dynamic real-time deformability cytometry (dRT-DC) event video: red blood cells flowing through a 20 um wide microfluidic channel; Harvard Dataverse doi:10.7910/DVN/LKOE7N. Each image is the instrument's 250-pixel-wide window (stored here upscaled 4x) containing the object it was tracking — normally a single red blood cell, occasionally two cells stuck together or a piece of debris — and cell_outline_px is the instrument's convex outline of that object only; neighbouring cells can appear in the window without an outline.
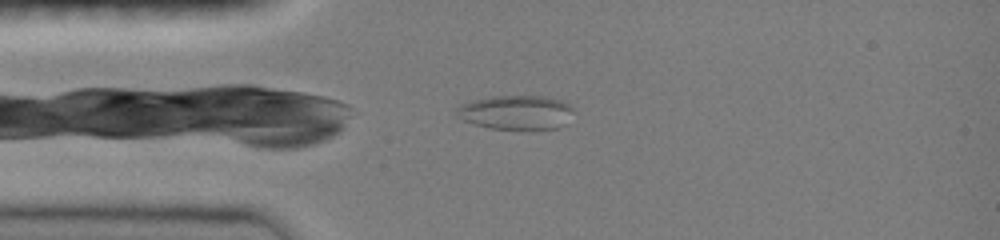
{"species": "common noctule bat (a hibernating species)", "species_latin": "Nyctalus noctula", "temperature_condition": "room temperature", "stored_images_in_passage": 6, "camera_frame_rate_fps": 3000, "um_per_image_px": 0.085, "animal": {"sex": "female", "body_mass_g": 19.0, "forearm_length_mm": 51.5}, "frame": {"image": 1, "passage_image": 6, "time_ms": 1.667, "image_size_px": [1000, 240], "cell_outline_px": [[572, 112], [568, 124], [560, 128], [524, 132], [488, 128], [464, 120], [456, 116], [456, 108], [460, 104], [472, 100], [492, 96], [548, 96], [560, 100], [568, 104], [572, 108]], "centroid_in_image_um": [43.9, 9.6], "position_along_channel_um": 41.1, "area_um2": 24.28}}